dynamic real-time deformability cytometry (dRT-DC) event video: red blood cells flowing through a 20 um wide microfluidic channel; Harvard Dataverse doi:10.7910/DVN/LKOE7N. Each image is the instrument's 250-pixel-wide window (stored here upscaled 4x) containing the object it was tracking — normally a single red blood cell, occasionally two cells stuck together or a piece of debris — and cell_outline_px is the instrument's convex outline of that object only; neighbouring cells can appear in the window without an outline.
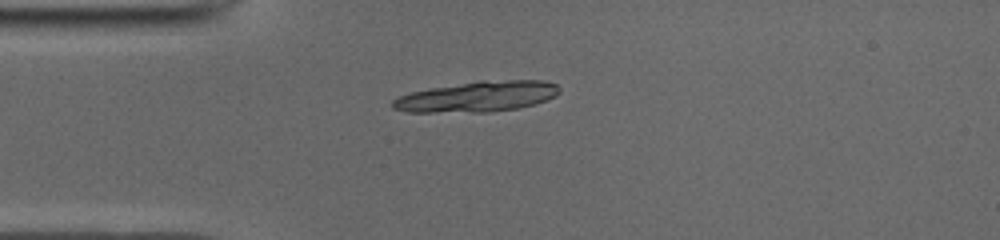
{"species": "common noctule bat (a hibernating species)", "species_latin": "Nyctalus noctula", "temperature_condition": "cold", "stored_images_in_passage": 38, "camera_frame_rate_fps": 3000, "um_per_image_px": 0.085, "animal": {"sex": "male", "body_mass_g": 19.0, "forearm_length_mm": 50.8}, "frame": {"image": 1, "passage_image": 1, "time_ms": 0.0, "image_size_px": [1000, 240], "cell_outline_px": [[560, 92], [556, 96], [536, 104], [520, 108], [488, 112], [408, 112], [392, 108], [392, 100], [400, 96], [412, 92], [432, 88], [480, 80], [544, 80], [556, 84], [560, 88]], "centroid_in_image_um": [40.63, 8.21], "position_along_channel_um": 44.4, "area_um2": 29.77}}